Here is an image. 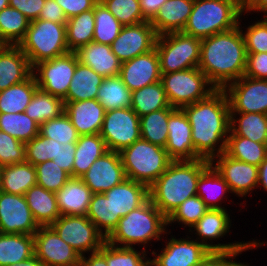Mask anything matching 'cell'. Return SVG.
<instances>
[{
	"instance_id": "1",
	"label": "cell",
	"mask_w": 267,
	"mask_h": 266,
	"mask_svg": "<svg viewBox=\"0 0 267 266\" xmlns=\"http://www.w3.org/2000/svg\"><path fill=\"white\" fill-rule=\"evenodd\" d=\"M186 114L192 130L195 159H207L211 163L217 155L225 152L230 132V104L224 89H214L205 99L181 108ZM223 139V140H222ZM222 140L220 148L216 143Z\"/></svg>"
},
{
	"instance_id": "2",
	"label": "cell",
	"mask_w": 267,
	"mask_h": 266,
	"mask_svg": "<svg viewBox=\"0 0 267 266\" xmlns=\"http://www.w3.org/2000/svg\"><path fill=\"white\" fill-rule=\"evenodd\" d=\"M240 26L201 39L198 68L215 89H224L245 72L247 51Z\"/></svg>"
},
{
	"instance_id": "3",
	"label": "cell",
	"mask_w": 267,
	"mask_h": 266,
	"mask_svg": "<svg viewBox=\"0 0 267 266\" xmlns=\"http://www.w3.org/2000/svg\"><path fill=\"white\" fill-rule=\"evenodd\" d=\"M211 162L207 159L172 161L149 187V199L168 218L187 198L197 195V182Z\"/></svg>"
},
{
	"instance_id": "4",
	"label": "cell",
	"mask_w": 267,
	"mask_h": 266,
	"mask_svg": "<svg viewBox=\"0 0 267 266\" xmlns=\"http://www.w3.org/2000/svg\"><path fill=\"white\" fill-rule=\"evenodd\" d=\"M242 13L236 0H196L182 32L204 39L238 26Z\"/></svg>"
},
{
	"instance_id": "5",
	"label": "cell",
	"mask_w": 267,
	"mask_h": 266,
	"mask_svg": "<svg viewBox=\"0 0 267 266\" xmlns=\"http://www.w3.org/2000/svg\"><path fill=\"white\" fill-rule=\"evenodd\" d=\"M167 218L148 199L143 205L121 217L117 227L106 238L110 244H124L122 247H132V244L146 243L151 239L160 240ZM116 243V244H115Z\"/></svg>"
},
{
	"instance_id": "6",
	"label": "cell",
	"mask_w": 267,
	"mask_h": 266,
	"mask_svg": "<svg viewBox=\"0 0 267 266\" xmlns=\"http://www.w3.org/2000/svg\"><path fill=\"white\" fill-rule=\"evenodd\" d=\"M120 153L128 179L150 187L173 161L164 147L139 139Z\"/></svg>"
},
{
	"instance_id": "7",
	"label": "cell",
	"mask_w": 267,
	"mask_h": 266,
	"mask_svg": "<svg viewBox=\"0 0 267 266\" xmlns=\"http://www.w3.org/2000/svg\"><path fill=\"white\" fill-rule=\"evenodd\" d=\"M31 67L69 53L66 42V23L35 19L30 21L24 39L18 45Z\"/></svg>"
},
{
	"instance_id": "8",
	"label": "cell",
	"mask_w": 267,
	"mask_h": 266,
	"mask_svg": "<svg viewBox=\"0 0 267 266\" xmlns=\"http://www.w3.org/2000/svg\"><path fill=\"white\" fill-rule=\"evenodd\" d=\"M161 74L198 67L201 39L184 32L159 35L156 40Z\"/></svg>"
},
{
	"instance_id": "9",
	"label": "cell",
	"mask_w": 267,
	"mask_h": 266,
	"mask_svg": "<svg viewBox=\"0 0 267 266\" xmlns=\"http://www.w3.org/2000/svg\"><path fill=\"white\" fill-rule=\"evenodd\" d=\"M161 82L169 105L179 109L205 99L215 89L205 90L211 83L198 67L162 74Z\"/></svg>"
},
{
	"instance_id": "10",
	"label": "cell",
	"mask_w": 267,
	"mask_h": 266,
	"mask_svg": "<svg viewBox=\"0 0 267 266\" xmlns=\"http://www.w3.org/2000/svg\"><path fill=\"white\" fill-rule=\"evenodd\" d=\"M51 227L80 256L86 251L100 250L106 241L105 236L87 216L60 215Z\"/></svg>"
},
{
	"instance_id": "11",
	"label": "cell",
	"mask_w": 267,
	"mask_h": 266,
	"mask_svg": "<svg viewBox=\"0 0 267 266\" xmlns=\"http://www.w3.org/2000/svg\"><path fill=\"white\" fill-rule=\"evenodd\" d=\"M99 134L108 150L119 153L141 139L140 117L130 107L106 111Z\"/></svg>"
},
{
	"instance_id": "12",
	"label": "cell",
	"mask_w": 267,
	"mask_h": 266,
	"mask_svg": "<svg viewBox=\"0 0 267 266\" xmlns=\"http://www.w3.org/2000/svg\"><path fill=\"white\" fill-rule=\"evenodd\" d=\"M78 62L76 52H69L63 56L36 64L33 71L36 68L40 73V77L34 75L38 88L64 100L67 97L68 88Z\"/></svg>"
},
{
	"instance_id": "13",
	"label": "cell",
	"mask_w": 267,
	"mask_h": 266,
	"mask_svg": "<svg viewBox=\"0 0 267 266\" xmlns=\"http://www.w3.org/2000/svg\"><path fill=\"white\" fill-rule=\"evenodd\" d=\"M227 85L224 90L230 94L227 93L230 116L251 112L267 114V80L243 75Z\"/></svg>"
},
{
	"instance_id": "14",
	"label": "cell",
	"mask_w": 267,
	"mask_h": 266,
	"mask_svg": "<svg viewBox=\"0 0 267 266\" xmlns=\"http://www.w3.org/2000/svg\"><path fill=\"white\" fill-rule=\"evenodd\" d=\"M33 236L35 256L44 266H79L81 256L51 226H40Z\"/></svg>"
},
{
	"instance_id": "15",
	"label": "cell",
	"mask_w": 267,
	"mask_h": 266,
	"mask_svg": "<svg viewBox=\"0 0 267 266\" xmlns=\"http://www.w3.org/2000/svg\"><path fill=\"white\" fill-rule=\"evenodd\" d=\"M39 227L24 195L0 191V233L34 235Z\"/></svg>"
},
{
	"instance_id": "16",
	"label": "cell",
	"mask_w": 267,
	"mask_h": 266,
	"mask_svg": "<svg viewBox=\"0 0 267 266\" xmlns=\"http://www.w3.org/2000/svg\"><path fill=\"white\" fill-rule=\"evenodd\" d=\"M157 33L150 22L123 26L111 44L112 52L123 63L155 48Z\"/></svg>"
},
{
	"instance_id": "17",
	"label": "cell",
	"mask_w": 267,
	"mask_h": 266,
	"mask_svg": "<svg viewBox=\"0 0 267 266\" xmlns=\"http://www.w3.org/2000/svg\"><path fill=\"white\" fill-rule=\"evenodd\" d=\"M80 178L93 194L105 193L120 184L127 179L120 153L107 151Z\"/></svg>"
},
{
	"instance_id": "18",
	"label": "cell",
	"mask_w": 267,
	"mask_h": 266,
	"mask_svg": "<svg viewBox=\"0 0 267 266\" xmlns=\"http://www.w3.org/2000/svg\"><path fill=\"white\" fill-rule=\"evenodd\" d=\"M119 76L130 91L161 81L162 74L156 47L123 62Z\"/></svg>"
},
{
	"instance_id": "19",
	"label": "cell",
	"mask_w": 267,
	"mask_h": 266,
	"mask_svg": "<svg viewBox=\"0 0 267 266\" xmlns=\"http://www.w3.org/2000/svg\"><path fill=\"white\" fill-rule=\"evenodd\" d=\"M216 156L219 159L214 168L232 192L244 196L258 185V166L236 160L225 152Z\"/></svg>"
},
{
	"instance_id": "20",
	"label": "cell",
	"mask_w": 267,
	"mask_h": 266,
	"mask_svg": "<svg viewBox=\"0 0 267 266\" xmlns=\"http://www.w3.org/2000/svg\"><path fill=\"white\" fill-rule=\"evenodd\" d=\"M103 194L110 199L113 207L114 230L121 217L126 216L149 199V187L127 178Z\"/></svg>"
},
{
	"instance_id": "21",
	"label": "cell",
	"mask_w": 267,
	"mask_h": 266,
	"mask_svg": "<svg viewBox=\"0 0 267 266\" xmlns=\"http://www.w3.org/2000/svg\"><path fill=\"white\" fill-rule=\"evenodd\" d=\"M210 252L201 242L172 238L150 262L154 266H198Z\"/></svg>"
},
{
	"instance_id": "22",
	"label": "cell",
	"mask_w": 267,
	"mask_h": 266,
	"mask_svg": "<svg viewBox=\"0 0 267 266\" xmlns=\"http://www.w3.org/2000/svg\"><path fill=\"white\" fill-rule=\"evenodd\" d=\"M165 149L173 161L195 160L191 124L182 109L177 108L169 116Z\"/></svg>"
},
{
	"instance_id": "23",
	"label": "cell",
	"mask_w": 267,
	"mask_h": 266,
	"mask_svg": "<svg viewBox=\"0 0 267 266\" xmlns=\"http://www.w3.org/2000/svg\"><path fill=\"white\" fill-rule=\"evenodd\" d=\"M230 218L225 209H208V211L192 226L202 237V244L211 252H230L243 248L247 243L216 244L205 243L206 239H218L229 231Z\"/></svg>"
},
{
	"instance_id": "24",
	"label": "cell",
	"mask_w": 267,
	"mask_h": 266,
	"mask_svg": "<svg viewBox=\"0 0 267 266\" xmlns=\"http://www.w3.org/2000/svg\"><path fill=\"white\" fill-rule=\"evenodd\" d=\"M32 74L33 68L18 45H0V91L24 82Z\"/></svg>"
},
{
	"instance_id": "25",
	"label": "cell",
	"mask_w": 267,
	"mask_h": 266,
	"mask_svg": "<svg viewBox=\"0 0 267 266\" xmlns=\"http://www.w3.org/2000/svg\"><path fill=\"white\" fill-rule=\"evenodd\" d=\"M64 103V113L79 135L100 133L106 111L97 99Z\"/></svg>"
},
{
	"instance_id": "26",
	"label": "cell",
	"mask_w": 267,
	"mask_h": 266,
	"mask_svg": "<svg viewBox=\"0 0 267 266\" xmlns=\"http://www.w3.org/2000/svg\"><path fill=\"white\" fill-rule=\"evenodd\" d=\"M79 61L103 78L120 75L122 62L112 52L111 45L90 42L76 51Z\"/></svg>"
},
{
	"instance_id": "27",
	"label": "cell",
	"mask_w": 267,
	"mask_h": 266,
	"mask_svg": "<svg viewBox=\"0 0 267 266\" xmlns=\"http://www.w3.org/2000/svg\"><path fill=\"white\" fill-rule=\"evenodd\" d=\"M60 215L87 216L92 191L79 177H71L55 193Z\"/></svg>"
},
{
	"instance_id": "28",
	"label": "cell",
	"mask_w": 267,
	"mask_h": 266,
	"mask_svg": "<svg viewBox=\"0 0 267 266\" xmlns=\"http://www.w3.org/2000/svg\"><path fill=\"white\" fill-rule=\"evenodd\" d=\"M193 5L194 0H167L150 22L157 35L183 31Z\"/></svg>"
},
{
	"instance_id": "29",
	"label": "cell",
	"mask_w": 267,
	"mask_h": 266,
	"mask_svg": "<svg viewBox=\"0 0 267 266\" xmlns=\"http://www.w3.org/2000/svg\"><path fill=\"white\" fill-rule=\"evenodd\" d=\"M24 196L39 226H51L60 217L57 198L54 192L48 191L36 184Z\"/></svg>"
},
{
	"instance_id": "30",
	"label": "cell",
	"mask_w": 267,
	"mask_h": 266,
	"mask_svg": "<svg viewBox=\"0 0 267 266\" xmlns=\"http://www.w3.org/2000/svg\"><path fill=\"white\" fill-rule=\"evenodd\" d=\"M36 168L29 162L1 166L0 191L24 195L37 184Z\"/></svg>"
},
{
	"instance_id": "31",
	"label": "cell",
	"mask_w": 267,
	"mask_h": 266,
	"mask_svg": "<svg viewBox=\"0 0 267 266\" xmlns=\"http://www.w3.org/2000/svg\"><path fill=\"white\" fill-rule=\"evenodd\" d=\"M103 77L92 68L82 64L80 61L76 65V70L72 76L68 88L67 97L64 102H76L89 99H96L98 88Z\"/></svg>"
},
{
	"instance_id": "32",
	"label": "cell",
	"mask_w": 267,
	"mask_h": 266,
	"mask_svg": "<svg viewBox=\"0 0 267 266\" xmlns=\"http://www.w3.org/2000/svg\"><path fill=\"white\" fill-rule=\"evenodd\" d=\"M108 150L100 134L79 135L74 154L73 177H81Z\"/></svg>"
},
{
	"instance_id": "33",
	"label": "cell",
	"mask_w": 267,
	"mask_h": 266,
	"mask_svg": "<svg viewBox=\"0 0 267 266\" xmlns=\"http://www.w3.org/2000/svg\"><path fill=\"white\" fill-rule=\"evenodd\" d=\"M33 255V235L0 233V266L16 264Z\"/></svg>"
},
{
	"instance_id": "34",
	"label": "cell",
	"mask_w": 267,
	"mask_h": 266,
	"mask_svg": "<svg viewBox=\"0 0 267 266\" xmlns=\"http://www.w3.org/2000/svg\"><path fill=\"white\" fill-rule=\"evenodd\" d=\"M34 72L24 82L0 91V113L25 112L35 91L38 89Z\"/></svg>"
},
{
	"instance_id": "35",
	"label": "cell",
	"mask_w": 267,
	"mask_h": 266,
	"mask_svg": "<svg viewBox=\"0 0 267 266\" xmlns=\"http://www.w3.org/2000/svg\"><path fill=\"white\" fill-rule=\"evenodd\" d=\"M169 106L161 81L132 91L130 108L139 117L168 108Z\"/></svg>"
},
{
	"instance_id": "36",
	"label": "cell",
	"mask_w": 267,
	"mask_h": 266,
	"mask_svg": "<svg viewBox=\"0 0 267 266\" xmlns=\"http://www.w3.org/2000/svg\"><path fill=\"white\" fill-rule=\"evenodd\" d=\"M94 9L67 19L66 42L69 52H76L93 41Z\"/></svg>"
},
{
	"instance_id": "37",
	"label": "cell",
	"mask_w": 267,
	"mask_h": 266,
	"mask_svg": "<svg viewBox=\"0 0 267 266\" xmlns=\"http://www.w3.org/2000/svg\"><path fill=\"white\" fill-rule=\"evenodd\" d=\"M176 109L175 107L169 106L168 108L141 116V139L165 148L168 138L169 116Z\"/></svg>"
},
{
	"instance_id": "38",
	"label": "cell",
	"mask_w": 267,
	"mask_h": 266,
	"mask_svg": "<svg viewBox=\"0 0 267 266\" xmlns=\"http://www.w3.org/2000/svg\"><path fill=\"white\" fill-rule=\"evenodd\" d=\"M65 111L64 100L47 92L37 89L31 102L25 109V113L39 125L60 117Z\"/></svg>"
},
{
	"instance_id": "39",
	"label": "cell",
	"mask_w": 267,
	"mask_h": 266,
	"mask_svg": "<svg viewBox=\"0 0 267 266\" xmlns=\"http://www.w3.org/2000/svg\"><path fill=\"white\" fill-rule=\"evenodd\" d=\"M231 133V134H230ZM227 136L225 153L239 161L259 166L267 157V145L237 136L231 131Z\"/></svg>"
},
{
	"instance_id": "40",
	"label": "cell",
	"mask_w": 267,
	"mask_h": 266,
	"mask_svg": "<svg viewBox=\"0 0 267 266\" xmlns=\"http://www.w3.org/2000/svg\"><path fill=\"white\" fill-rule=\"evenodd\" d=\"M30 20L19 10L7 7L0 11V44L19 45L24 39Z\"/></svg>"
},
{
	"instance_id": "41",
	"label": "cell",
	"mask_w": 267,
	"mask_h": 266,
	"mask_svg": "<svg viewBox=\"0 0 267 266\" xmlns=\"http://www.w3.org/2000/svg\"><path fill=\"white\" fill-rule=\"evenodd\" d=\"M132 91L123 83L120 76L104 78L96 99L105 111L131 107Z\"/></svg>"
},
{
	"instance_id": "42",
	"label": "cell",
	"mask_w": 267,
	"mask_h": 266,
	"mask_svg": "<svg viewBox=\"0 0 267 266\" xmlns=\"http://www.w3.org/2000/svg\"><path fill=\"white\" fill-rule=\"evenodd\" d=\"M204 190H207V191L209 190L211 192L209 191L207 192ZM198 191L199 193H197V195L204 201V203L209 209H224V207L222 208L221 206L218 205L217 201L222 200L221 199L222 195H224L226 191L229 192L230 189H229L227 182L223 179V177L219 174V172L213 167V163H210L202 171L198 179L197 192ZM204 193L206 194L208 193L210 197L207 196L208 194L206 195ZM212 193H214V196H212L213 195Z\"/></svg>"
},
{
	"instance_id": "43",
	"label": "cell",
	"mask_w": 267,
	"mask_h": 266,
	"mask_svg": "<svg viewBox=\"0 0 267 266\" xmlns=\"http://www.w3.org/2000/svg\"><path fill=\"white\" fill-rule=\"evenodd\" d=\"M238 114H241L238 128L235 125L237 120L230 116V131L237 136L267 145V114L253 112Z\"/></svg>"
},
{
	"instance_id": "44",
	"label": "cell",
	"mask_w": 267,
	"mask_h": 266,
	"mask_svg": "<svg viewBox=\"0 0 267 266\" xmlns=\"http://www.w3.org/2000/svg\"><path fill=\"white\" fill-rule=\"evenodd\" d=\"M40 125L25 112L0 113V131L26 143L39 134Z\"/></svg>"
},
{
	"instance_id": "45",
	"label": "cell",
	"mask_w": 267,
	"mask_h": 266,
	"mask_svg": "<svg viewBox=\"0 0 267 266\" xmlns=\"http://www.w3.org/2000/svg\"><path fill=\"white\" fill-rule=\"evenodd\" d=\"M94 20L93 42L111 45L123 25L100 1L94 6Z\"/></svg>"
},
{
	"instance_id": "46",
	"label": "cell",
	"mask_w": 267,
	"mask_h": 266,
	"mask_svg": "<svg viewBox=\"0 0 267 266\" xmlns=\"http://www.w3.org/2000/svg\"><path fill=\"white\" fill-rule=\"evenodd\" d=\"M87 217L96 225L97 229L107 238L113 231V207L110 199L103 193L93 194ZM102 228H105L103 231Z\"/></svg>"
},
{
	"instance_id": "47",
	"label": "cell",
	"mask_w": 267,
	"mask_h": 266,
	"mask_svg": "<svg viewBox=\"0 0 267 266\" xmlns=\"http://www.w3.org/2000/svg\"><path fill=\"white\" fill-rule=\"evenodd\" d=\"M39 134L45 138L53 139L60 144L76 143L79 134L72 125L69 117L63 113L60 117L48 120L40 125Z\"/></svg>"
},
{
	"instance_id": "48",
	"label": "cell",
	"mask_w": 267,
	"mask_h": 266,
	"mask_svg": "<svg viewBox=\"0 0 267 266\" xmlns=\"http://www.w3.org/2000/svg\"><path fill=\"white\" fill-rule=\"evenodd\" d=\"M99 251L105 256L107 266H145L150 261H143L145 250L138 253L133 247H116L107 241Z\"/></svg>"
},
{
	"instance_id": "49",
	"label": "cell",
	"mask_w": 267,
	"mask_h": 266,
	"mask_svg": "<svg viewBox=\"0 0 267 266\" xmlns=\"http://www.w3.org/2000/svg\"><path fill=\"white\" fill-rule=\"evenodd\" d=\"M123 25H136L146 20L143 18L138 0H99Z\"/></svg>"
},
{
	"instance_id": "50",
	"label": "cell",
	"mask_w": 267,
	"mask_h": 266,
	"mask_svg": "<svg viewBox=\"0 0 267 266\" xmlns=\"http://www.w3.org/2000/svg\"><path fill=\"white\" fill-rule=\"evenodd\" d=\"M37 185L51 192H58L71 176L61 169L53 160L35 165Z\"/></svg>"
},
{
	"instance_id": "51",
	"label": "cell",
	"mask_w": 267,
	"mask_h": 266,
	"mask_svg": "<svg viewBox=\"0 0 267 266\" xmlns=\"http://www.w3.org/2000/svg\"><path fill=\"white\" fill-rule=\"evenodd\" d=\"M208 207L198 196L187 198L180 206L175 209L167 218V225L171 222H182L184 225L192 227L207 211Z\"/></svg>"
},
{
	"instance_id": "52",
	"label": "cell",
	"mask_w": 267,
	"mask_h": 266,
	"mask_svg": "<svg viewBox=\"0 0 267 266\" xmlns=\"http://www.w3.org/2000/svg\"><path fill=\"white\" fill-rule=\"evenodd\" d=\"M26 162L38 165L48 160H53L56 151V141L45 138L38 134L36 137L25 143Z\"/></svg>"
},
{
	"instance_id": "53",
	"label": "cell",
	"mask_w": 267,
	"mask_h": 266,
	"mask_svg": "<svg viewBox=\"0 0 267 266\" xmlns=\"http://www.w3.org/2000/svg\"><path fill=\"white\" fill-rule=\"evenodd\" d=\"M26 162L25 143L0 131V166Z\"/></svg>"
},
{
	"instance_id": "54",
	"label": "cell",
	"mask_w": 267,
	"mask_h": 266,
	"mask_svg": "<svg viewBox=\"0 0 267 266\" xmlns=\"http://www.w3.org/2000/svg\"><path fill=\"white\" fill-rule=\"evenodd\" d=\"M247 53L267 52V17L247 28V33H242Z\"/></svg>"
},
{
	"instance_id": "55",
	"label": "cell",
	"mask_w": 267,
	"mask_h": 266,
	"mask_svg": "<svg viewBox=\"0 0 267 266\" xmlns=\"http://www.w3.org/2000/svg\"><path fill=\"white\" fill-rule=\"evenodd\" d=\"M265 243L249 242L243 248L230 251V252H210L205 259L198 266H247L242 263H237L235 261L229 260L233 258L244 250H248L258 245ZM227 259V260H226Z\"/></svg>"
},
{
	"instance_id": "56",
	"label": "cell",
	"mask_w": 267,
	"mask_h": 266,
	"mask_svg": "<svg viewBox=\"0 0 267 266\" xmlns=\"http://www.w3.org/2000/svg\"><path fill=\"white\" fill-rule=\"evenodd\" d=\"M244 76L267 80V52L247 53Z\"/></svg>"
},
{
	"instance_id": "57",
	"label": "cell",
	"mask_w": 267,
	"mask_h": 266,
	"mask_svg": "<svg viewBox=\"0 0 267 266\" xmlns=\"http://www.w3.org/2000/svg\"><path fill=\"white\" fill-rule=\"evenodd\" d=\"M76 143L60 144L56 141V151L53 162L73 177L74 154Z\"/></svg>"
},
{
	"instance_id": "58",
	"label": "cell",
	"mask_w": 267,
	"mask_h": 266,
	"mask_svg": "<svg viewBox=\"0 0 267 266\" xmlns=\"http://www.w3.org/2000/svg\"><path fill=\"white\" fill-rule=\"evenodd\" d=\"M60 5L67 19L94 9L99 0H55Z\"/></svg>"
},
{
	"instance_id": "59",
	"label": "cell",
	"mask_w": 267,
	"mask_h": 266,
	"mask_svg": "<svg viewBox=\"0 0 267 266\" xmlns=\"http://www.w3.org/2000/svg\"><path fill=\"white\" fill-rule=\"evenodd\" d=\"M46 0H9V7L19 10L30 21L38 19Z\"/></svg>"
},
{
	"instance_id": "60",
	"label": "cell",
	"mask_w": 267,
	"mask_h": 266,
	"mask_svg": "<svg viewBox=\"0 0 267 266\" xmlns=\"http://www.w3.org/2000/svg\"><path fill=\"white\" fill-rule=\"evenodd\" d=\"M40 20L51 21L55 23H66L67 18L58 3L55 0H46L38 17Z\"/></svg>"
},
{
	"instance_id": "61",
	"label": "cell",
	"mask_w": 267,
	"mask_h": 266,
	"mask_svg": "<svg viewBox=\"0 0 267 266\" xmlns=\"http://www.w3.org/2000/svg\"><path fill=\"white\" fill-rule=\"evenodd\" d=\"M140 3V8L142 11L143 18L151 22L155 16L157 15L160 7L167 1V0H138Z\"/></svg>"
},
{
	"instance_id": "62",
	"label": "cell",
	"mask_w": 267,
	"mask_h": 266,
	"mask_svg": "<svg viewBox=\"0 0 267 266\" xmlns=\"http://www.w3.org/2000/svg\"><path fill=\"white\" fill-rule=\"evenodd\" d=\"M90 256L89 259L81 256L79 266H107L106 258L99 250L92 252Z\"/></svg>"
},
{
	"instance_id": "63",
	"label": "cell",
	"mask_w": 267,
	"mask_h": 266,
	"mask_svg": "<svg viewBox=\"0 0 267 266\" xmlns=\"http://www.w3.org/2000/svg\"><path fill=\"white\" fill-rule=\"evenodd\" d=\"M242 12L244 10L248 11H264L267 14V0H246L241 5Z\"/></svg>"
},
{
	"instance_id": "64",
	"label": "cell",
	"mask_w": 267,
	"mask_h": 266,
	"mask_svg": "<svg viewBox=\"0 0 267 266\" xmlns=\"http://www.w3.org/2000/svg\"><path fill=\"white\" fill-rule=\"evenodd\" d=\"M258 184L267 190V157L258 166Z\"/></svg>"
},
{
	"instance_id": "65",
	"label": "cell",
	"mask_w": 267,
	"mask_h": 266,
	"mask_svg": "<svg viewBox=\"0 0 267 266\" xmlns=\"http://www.w3.org/2000/svg\"><path fill=\"white\" fill-rule=\"evenodd\" d=\"M8 266H44V264L35 255H33L29 259L23 260L16 264H10Z\"/></svg>"
},
{
	"instance_id": "66",
	"label": "cell",
	"mask_w": 267,
	"mask_h": 266,
	"mask_svg": "<svg viewBox=\"0 0 267 266\" xmlns=\"http://www.w3.org/2000/svg\"><path fill=\"white\" fill-rule=\"evenodd\" d=\"M9 7V0H0V11Z\"/></svg>"
},
{
	"instance_id": "67",
	"label": "cell",
	"mask_w": 267,
	"mask_h": 266,
	"mask_svg": "<svg viewBox=\"0 0 267 266\" xmlns=\"http://www.w3.org/2000/svg\"><path fill=\"white\" fill-rule=\"evenodd\" d=\"M240 5H242L246 0H236Z\"/></svg>"
},
{
	"instance_id": "68",
	"label": "cell",
	"mask_w": 267,
	"mask_h": 266,
	"mask_svg": "<svg viewBox=\"0 0 267 266\" xmlns=\"http://www.w3.org/2000/svg\"><path fill=\"white\" fill-rule=\"evenodd\" d=\"M145 266H154L150 261Z\"/></svg>"
}]
</instances>
